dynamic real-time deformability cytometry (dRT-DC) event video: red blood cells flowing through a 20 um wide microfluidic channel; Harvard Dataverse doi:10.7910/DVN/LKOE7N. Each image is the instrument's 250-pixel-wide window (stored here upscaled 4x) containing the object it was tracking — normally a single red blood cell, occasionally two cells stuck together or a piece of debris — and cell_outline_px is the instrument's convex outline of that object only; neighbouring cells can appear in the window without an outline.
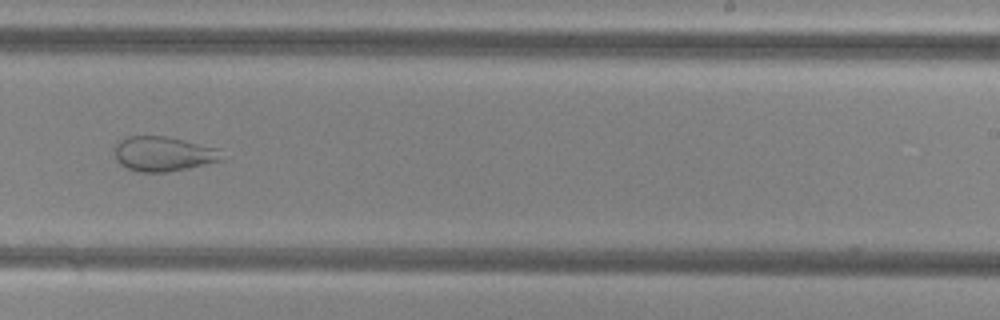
{"species": "common noctule bat (a hibernating species)", "species_latin": "Nyctalus noctula", "temperature_condition": "cold", "stored_images_in_passage": 34, "camera_frame_rate_fps": 3000, "um_per_image_px": 0.085, "animal": {"sex": "female", "body_mass_g": 29.2, "forearm_length_mm": 56.3}, "frame": {"image": 1, "passage_image": 20, "time_ms": 6.333, "image_size_px": [1000, 320], "cell_outline_px": [[224, 160], [188, 168], [168, 172], [136, 172], [120, 164], [116, 160], [112, 148], [120, 140], [128, 136], [164, 136], [184, 140], [220, 148]], "centroid_in_image_um": [13.87, 13.08], "position_along_channel_um": 275.1, "area_um2": 22.02}}